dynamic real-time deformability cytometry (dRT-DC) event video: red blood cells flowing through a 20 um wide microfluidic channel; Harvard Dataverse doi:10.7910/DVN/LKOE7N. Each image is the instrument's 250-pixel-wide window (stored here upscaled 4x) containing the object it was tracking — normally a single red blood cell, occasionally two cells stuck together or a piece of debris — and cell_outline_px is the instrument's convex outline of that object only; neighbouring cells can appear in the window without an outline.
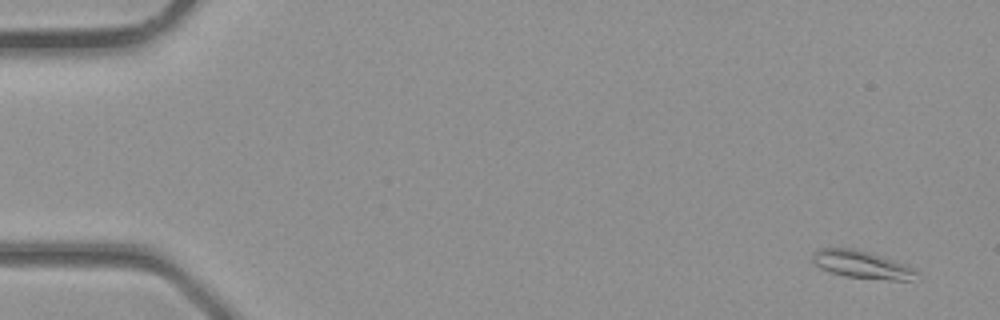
{"species": "common noctule bat (a hibernating species)", "species_latin": "Nyctalus noctula", "temperature_condition": "room temperature", "stored_images_in_passage": 3, "camera_frame_rate_fps": 3000, "um_per_image_px": 0.085, "animal": {"sex": "male", "body_mass_g": 23.1, "forearm_length_mm": 52.7}, "frame": {"image": 1, "passage_image": 1, "time_ms": 0.0, "image_size_px": [1000, 320], "cell_outline_px": [[920, 280], [892, 280], [844, 276], [820, 268], [812, 260], [812, 252], [820, 248], [852, 248], [868, 252], [916, 268], [920, 272]], "centroid_in_image_um": [73.33, 22.5], "position_along_channel_um": 11.7, "area_um2": 16.82}}